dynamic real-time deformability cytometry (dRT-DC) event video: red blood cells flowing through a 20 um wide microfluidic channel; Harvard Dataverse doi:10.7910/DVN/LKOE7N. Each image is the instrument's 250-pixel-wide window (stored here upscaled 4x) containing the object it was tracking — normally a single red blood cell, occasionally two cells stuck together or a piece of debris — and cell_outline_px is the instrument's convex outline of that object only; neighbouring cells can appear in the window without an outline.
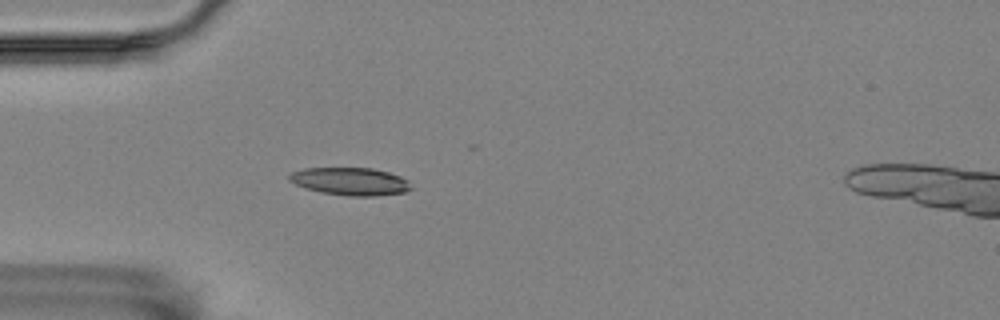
{"species": "Egyptian fruit bat (a non-hibernating species)", "species_latin": "Rousettus aegyptiacus", "temperature_condition": "room temperature", "stored_images_in_passage": 3, "camera_frame_rate_fps": 3000, "um_per_image_px": 0.085, "animal": {"sex": "female"}, "frame": {"image": 1, "passage_image": 3, "time_ms": 0.667, "image_size_px": [1000, 320], "cell_outline_px": [[412, 188], [404, 192], [376, 196], [348, 196], [320, 192], [304, 188], [288, 180], [288, 176], [292, 172], [304, 168], [372, 168], [388, 172], [400, 176], [408, 180]], "centroid_in_image_um": [29.76, 15.42], "position_along_channel_um": 55.2, "area_um2": 19.71}}